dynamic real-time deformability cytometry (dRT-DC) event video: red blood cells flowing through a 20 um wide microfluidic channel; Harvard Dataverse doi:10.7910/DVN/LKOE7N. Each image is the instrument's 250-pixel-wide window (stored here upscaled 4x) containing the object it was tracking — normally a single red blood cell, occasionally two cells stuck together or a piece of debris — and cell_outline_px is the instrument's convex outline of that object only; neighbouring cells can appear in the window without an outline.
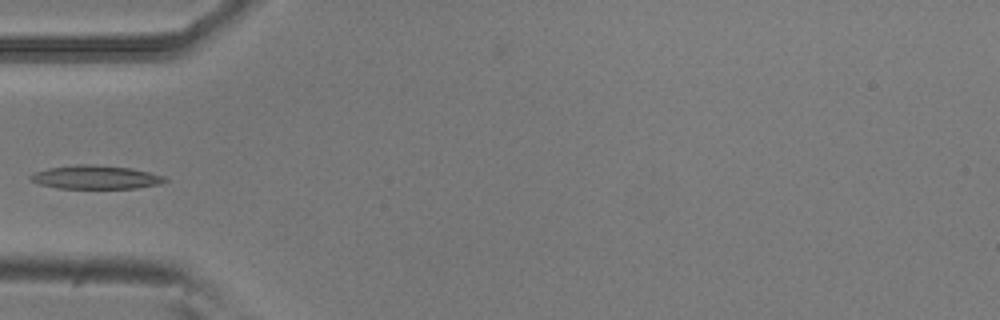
{"species": "common noctule bat (a hibernating species)", "species_latin": "Nyctalus noctula", "temperature_condition": "room temperature", "stored_images_in_passage": 4, "camera_frame_rate_fps": 3000, "um_per_image_px": 0.085, "animal": {"sex": "male", "body_mass_g": 20.5, "forearm_length_mm": 52.5}, "frame": {"image": 1, "passage_image": 4, "time_ms": 1.0, "image_size_px": [1000, 320], "cell_outline_px": [[168, 180], [160, 184], [136, 188], [56, 188], [40, 184], [32, 180], [28, 176], [36, 172], [48, 168], [76, 164], [92, 164], [132, 168], [164, 176]], "centroid_in_image_um": [8.14, 15.06], "position_along_channel_um": 76.9, "area_um2": 18.38}}